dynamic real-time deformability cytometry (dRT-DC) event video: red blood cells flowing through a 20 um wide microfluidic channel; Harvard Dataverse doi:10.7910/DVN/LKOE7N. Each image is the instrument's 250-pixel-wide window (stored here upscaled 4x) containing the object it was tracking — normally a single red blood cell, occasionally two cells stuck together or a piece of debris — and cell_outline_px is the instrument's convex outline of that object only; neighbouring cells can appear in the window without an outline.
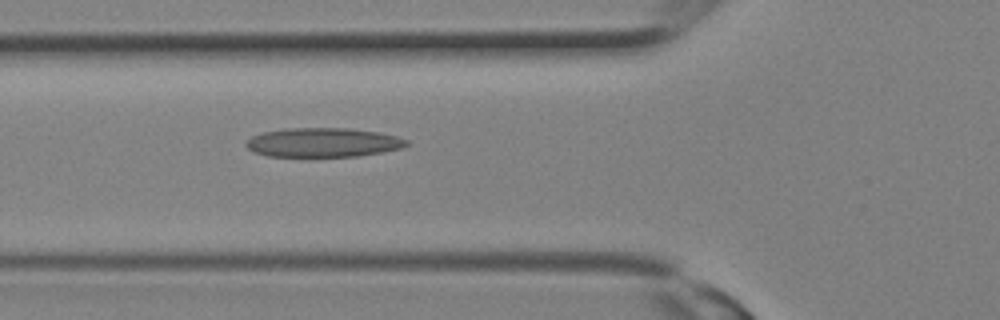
{"species": "Egyptian fruit bat (a non-hibernating species)", "species_latin": "Rousettus aegyptiacus", "temperature_condition": "room temperature", "stored_images_in_passage": 9, "camera_frame_rate_fps": 3000, "um_per_image_px": 0.085, "animal": {"sex": "female"}, "frame": {"image": 1, "passage_image": 9, "time_ms": 2.667, "image_size_px": [1000, 320], "cell_outline_px": [[408, 144], [400, 148], [380, 152], [356, 156], [268, 156], [252, 152], [244, 144], [252, 136], [264, 132], [284, 128], [348, 128], [376, 132], [396, 136], [408, 140]], "centroid_in_image_um": [27.41, 12.1], "position_along_channel_um": 98.4, "area_um2": 27.05}}